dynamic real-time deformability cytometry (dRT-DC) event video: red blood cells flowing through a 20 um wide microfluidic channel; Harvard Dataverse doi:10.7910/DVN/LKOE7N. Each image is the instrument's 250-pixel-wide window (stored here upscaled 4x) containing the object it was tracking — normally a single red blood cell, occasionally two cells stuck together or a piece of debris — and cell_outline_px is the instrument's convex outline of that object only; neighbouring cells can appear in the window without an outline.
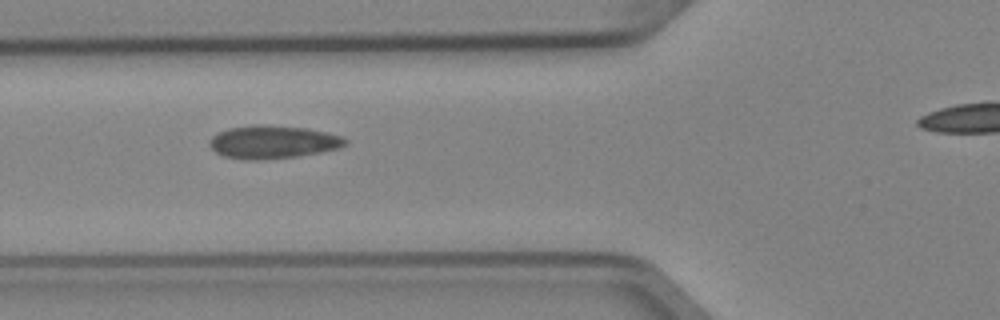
{"species": "Egyptian fruit bat (a non-hibernating species)", "species_latin": "Rousettus aegyptiacus", "temperature_condition": "cold", "stored_images_in_passage": 4, "segment_of_instrument_passage": [1, 2], "camera_frame_rate_fps": 3000, "um_per_image_px": 0.085, "animal": {"sex": "female"}, "frame": {"image": 1, "passage_image": 3, "time_ms": 0.667, "image_size_px": [1000, 320], "cell_outline_px": [[348, 144], [340, 148], [320, 152], [296, 156], [248, 160], [224, 156], [216, 152], [208, 144], [208, 140], [212, 136], [228, 128], [256, 124], [264, 124], [308, 128], [328, 132], [344, 136], [348, 140]], "centroid_in_image_um": [23.23, 12.05], "position_along_channel_um": 102.6, "area_um2": 26.24}}